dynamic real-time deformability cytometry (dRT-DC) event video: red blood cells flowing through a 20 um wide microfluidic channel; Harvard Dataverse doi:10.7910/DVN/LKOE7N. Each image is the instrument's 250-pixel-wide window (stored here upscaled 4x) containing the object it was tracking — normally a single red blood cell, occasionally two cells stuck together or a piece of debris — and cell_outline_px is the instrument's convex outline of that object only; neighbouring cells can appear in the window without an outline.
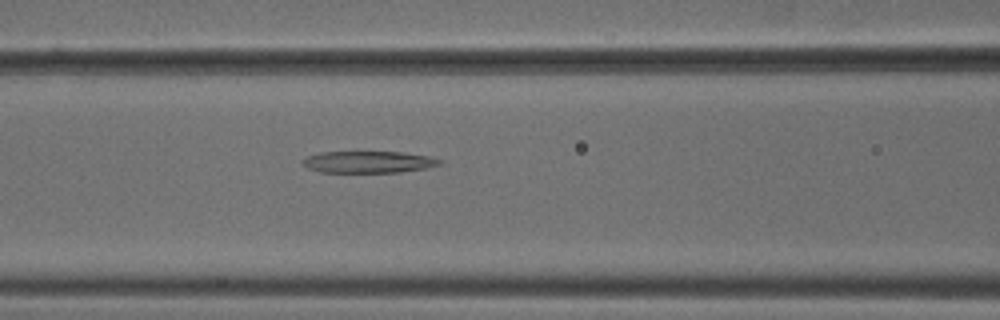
{"species": "common noctule bat (a hibernating species)", "species_latin": "Nyctalus noctula", "temperature_condition": "cold", "stored_images_in_passage": 52, "camera_frame_rate_fps": 3000, "um_per_image_px": 0.085, "animal": {"sex": "male", "body_mass_g": 18.8}, "frame": {"image": 1, "passage_image": 22, "time_ms": 7.0, "image_size_px": [1000, 320], "cell_outline_px": [[444, 160], [440, 164], [424, 168], [396, 172], [320, 172], [308, 168], [300, 164], [300, 160], [308, 156], [320, 152], [404, 152], [428, 156]], "centroid_in_image_um": [31.26, 13.76], "position_along_channel_um": 135.3, "area_um2": 17.34}}
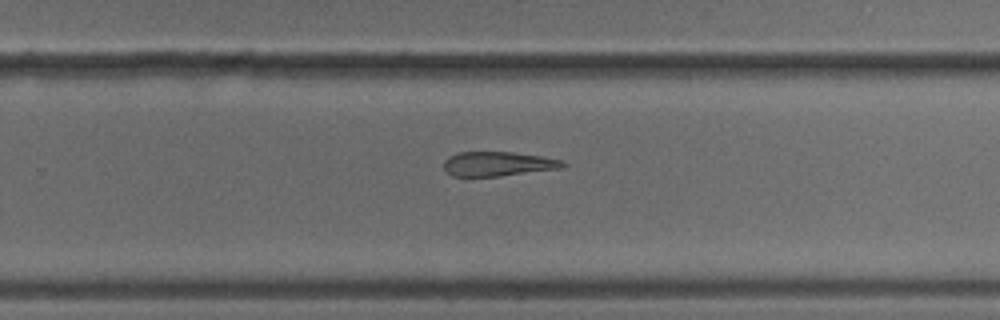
{"frame": {"image": 2, "passage_image": 34, "time_ms": 11.0, "image_size_px": [1000, 320], "cell_outline_px": [[568, 164], [560, 168], [500, 176], [452, 176], [444, 168], [444, 160], [448, 156], [456, 152], [512, 152], [540, 156], [564, 160]], "centroid_in_image_um": [42.31, 13.92], "position_along_channel_um": 287.5, "area_um2": 16.94}}
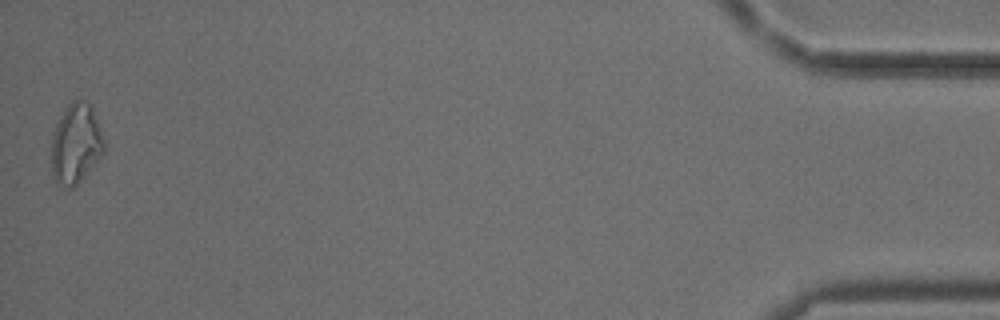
{"frame": {"image": 3, "passage_image": 52, "time_ms": 17.0, "image_size_px": [1000, 320], "cell_outline_px": [[108, 144], [104, 152], [84, 176], [72, 188], [64, 188], [56, 180], [52, 172], [52, 132], [56, 124], [68, 104], [72, 100], [80, 100], [88, 104], [92, 108]], "centroid_in_image_um": [6.48, 12.21], "position_along_channel_um": 428.7, "area_um2": 24.51}}